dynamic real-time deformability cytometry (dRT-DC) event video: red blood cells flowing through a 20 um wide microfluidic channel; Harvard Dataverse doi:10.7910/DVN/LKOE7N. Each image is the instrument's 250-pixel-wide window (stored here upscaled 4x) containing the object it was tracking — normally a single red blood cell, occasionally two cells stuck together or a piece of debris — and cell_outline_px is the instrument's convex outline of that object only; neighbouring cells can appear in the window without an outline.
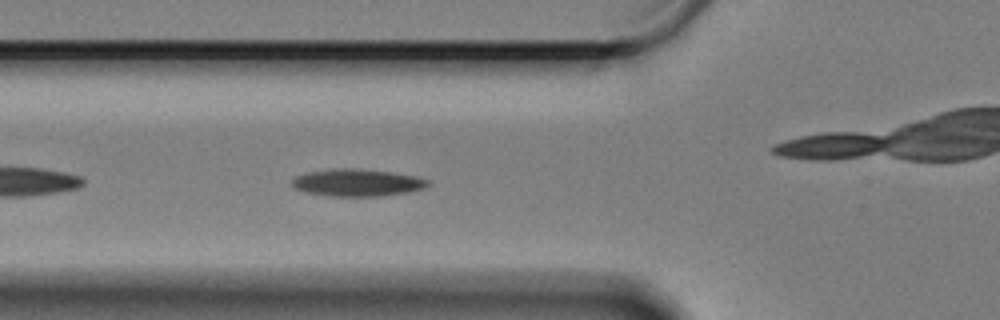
{"species": "Egyptian fruit bat (a non-hibernating species)", "species_latin": "Rousettus aegyptiacus", "temperature_condition": "cold", "stored_images_in_passage": 39, "camera_frame_rate_fps": 3000, "um_per_image_px": 0.085, "animal": {"sex": "female"}, "frame": {"image": 1, "passage_image": 6, "time_ms": 1.667, "image_size_px": [1000, 320], "cell_outline_px": [[432, 184], [424, 188], [408, 192], [380, 196], [328, 196], [304, 192], [296, 188], [292, 184], [292, 180], [296, 176], [308, 172], [332, 168], [356, 168], [392, 172], [416, 176], [428, 180]], "centroid_in_image_um": [30.38, 15.52], "position_along_channel_um": 95.4, "area_um2": 21.68}}
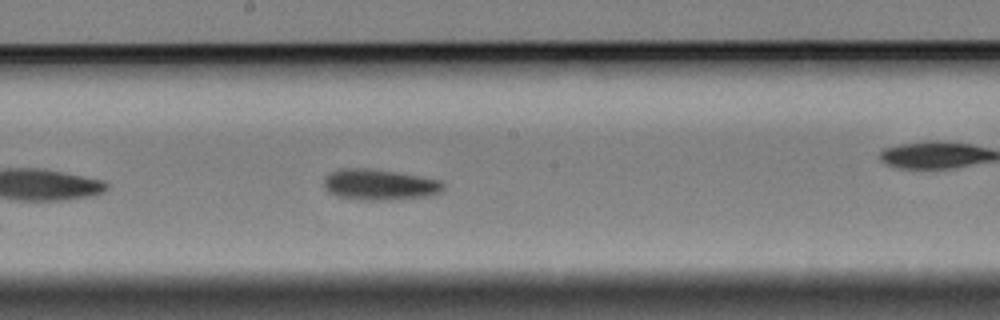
{"frame": {"image": 2, "passage_image": 17, "time_ms": 5.333, "image_size_px": [1000, 320], "cell_outline_px": [[444, 188], [440, 192], [428, 196], [392, 200], [364, 200], [336, 196], [328, 192], [324, 188], [324, 176], [328, 172], [340, 168], [368, 168], [396, 172], [420, 176], [440, 180], [444, 184]], "centroid_in_image_um": [32.22, 15.69], "position_along_channel_um": 216.0, "area_um2": 21.73}, "authors_computed_cell_mechanics": {"area_um2": 20.8658, "velocity_mm_per_s": 3.2809, "shape_relaxation_time_tau1_ms": 4.0006, "shape_relaxation_time_tau2_ms": 7.6911, "deformation_change_tau1": 0.1398, "deformation_change_tau2": 0.1163}}